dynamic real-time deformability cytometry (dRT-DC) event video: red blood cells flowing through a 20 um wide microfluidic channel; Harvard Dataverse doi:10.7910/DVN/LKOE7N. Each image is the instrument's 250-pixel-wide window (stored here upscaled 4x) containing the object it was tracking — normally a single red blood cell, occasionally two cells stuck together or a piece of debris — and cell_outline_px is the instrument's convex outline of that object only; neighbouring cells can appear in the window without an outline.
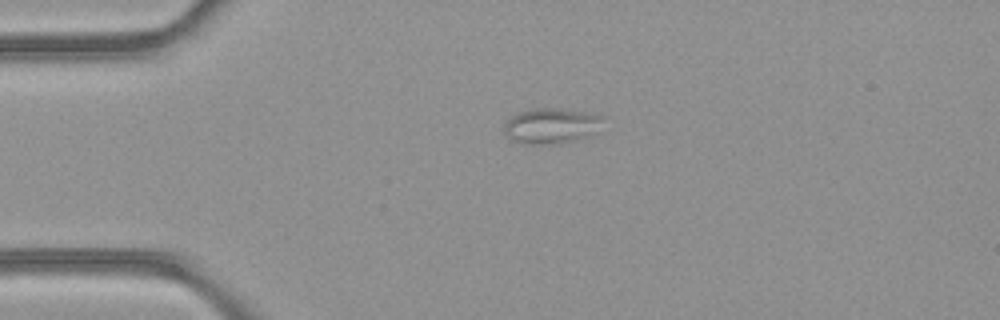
{"species": "common noctule bat (a hibernating species)", "species_latin": "Nyctalus noctula", "temperature_condition": "room temperature", "stored_images_in_passage": 38, "camera_frame_rate_fps": 3000, "um_per_image_px": 0.085, "animal": {"sex": "female", "body_mass_g": 21.9}, "frame": {"image": 1, "passage_image": 1, "time_ms": 0.0, "image_size_px": [1000, 320], "cell_outline_px": [[604, 116], [596, 132], [588, 136], [556, 144], [524, 144], [508, 136], [504, 132], [504, 124], [512, 116], [520, 112], [536, 108], [544, 108], [580, 112]], "centroid_in_image_um": [46.83, 10.71], "position_along_channel_um": 38.2, "area_um2": 19.77}}
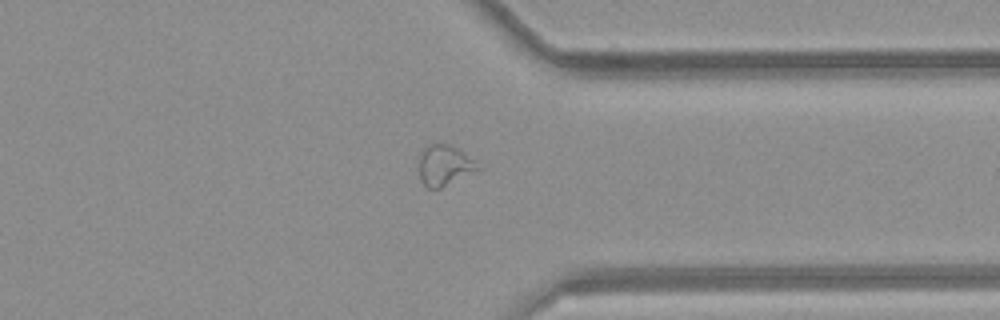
{"frame": {"image": 2, "passage_image": 27, "time_ms": 8.667, "image_size_px": [1000, 320], "cell_outline_px": [[480, 168], [440, 188], [428, 188], [420, 180], [420, 152], [428, 144], [452, 144], [472, 160]], "centroid_in_image_um": [37.72, 14.04], "position_along_channel_um": 373.7, "area_um2": 13.41}}
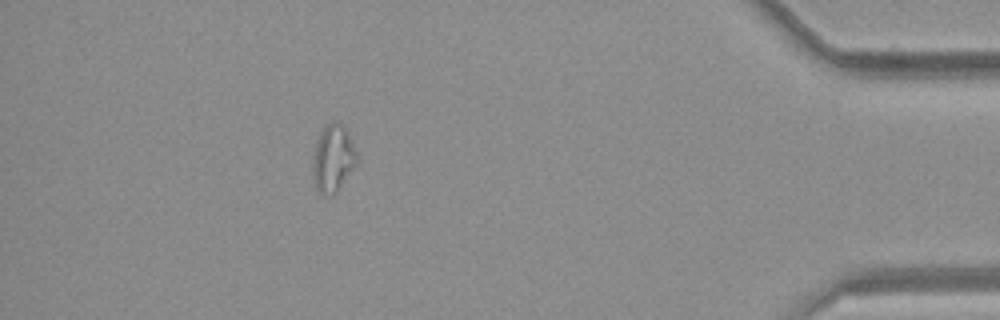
{"frame": {"image": 3, "passage_image": 33, "time_ms": 10.667, "image_size_px": [1000, 320], "cell_outline_px": [[360, 160], [336, 192], [324, 192], [316, 188], [312, 168], [312, 160], [316, 140], [320, 132], [332, 120], [336, 120], [348, 132]], "centroid_in_image_um": [28.33, 13.4], "position_along_channel_um": 406.9, "area_um2": 17.05}}